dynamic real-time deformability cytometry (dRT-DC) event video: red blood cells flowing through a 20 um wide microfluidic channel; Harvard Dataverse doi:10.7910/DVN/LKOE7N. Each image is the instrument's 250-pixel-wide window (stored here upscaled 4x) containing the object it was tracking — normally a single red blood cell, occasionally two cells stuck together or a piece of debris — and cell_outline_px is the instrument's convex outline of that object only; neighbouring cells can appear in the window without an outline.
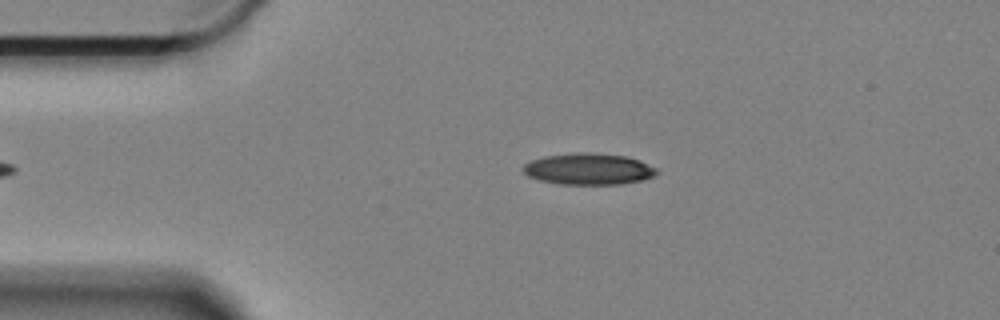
{"species": "Egyptian fruit bat (a non-hibernating species)", "species_latin": "Rousettus aegyptiacus", "temperature_condition": "cold", "stored_images_in_passage": 43, "camera_frame_rate_fps": 3000, "um_per_image_px": 0.085, "animal": {"sex": "female"}, "frame": {"image": 1, "passage_image": 2, "time_ms": 0.333, "image_size_px": [1000, 320], "cell_outline_px": [[660, 172], [656, 176], [644, 180], [620, 184], [560, 184], [540, 180], [528, 176], [524, 172], [524, 164], [532, 160], [544, 156], [576, 152], [596, 152], [628, 156], [640, 160], [656, 168]], "centroid_in_image_um": [50.09, 14.35], "position_along_channel_um": 34.9, "area_um2": 24.74}}
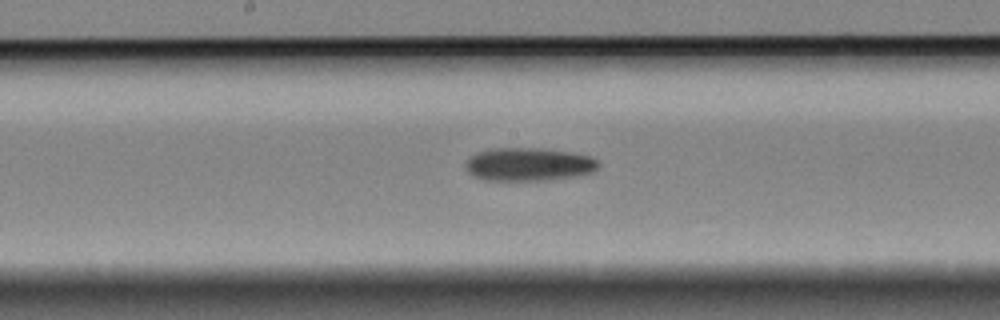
{"frame": {"image": 2, "passage_image": 20, "time_ms": 6.333, "image_size_px": [1000, 320], "cell_outline_px": [[600, 164], [592, 172], [576, 176], [552, 180], [484, 180], [472, 176], [464, 168], [464, 160], [468, 156], [476, 152], [488, 148], [540, 148], [572, 152], [592, 156]], "centroid_in_image_um": [44.87, 13.96], "position_along_channel_um": 203.3, "area_um2": 26.24}}
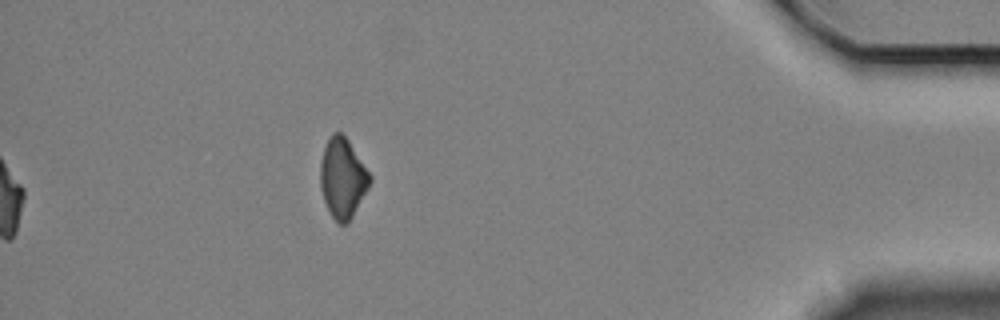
{"frame": {"image": 3, "passage_image": 43, "time_ms": 14.0, "image_size_px": [1000, 320], "cell_outline_px": [[372, 180], [368, 188], [348, 224], [336, 224], [324, 200], [320, 188], [320, 164], [324, 148], [332, 132], [340, 132], [348, 140], [372, 176]], "centroid_in_image_um": [29.12, 15.16], "position_along_channel_um": 406.1, "area_um2": 23.0}, "authors_computed_cell_mechanics": {"area_um2": 24.7962, "velocity_mm_per_s": 3.3163, "shape_relaxation_time_tau1_ms": 4.3511, "shape_relaxation_time_tau2_ms": null, "deformation_change_tau1": 0.1142, "deformation_change_tau2": null}}